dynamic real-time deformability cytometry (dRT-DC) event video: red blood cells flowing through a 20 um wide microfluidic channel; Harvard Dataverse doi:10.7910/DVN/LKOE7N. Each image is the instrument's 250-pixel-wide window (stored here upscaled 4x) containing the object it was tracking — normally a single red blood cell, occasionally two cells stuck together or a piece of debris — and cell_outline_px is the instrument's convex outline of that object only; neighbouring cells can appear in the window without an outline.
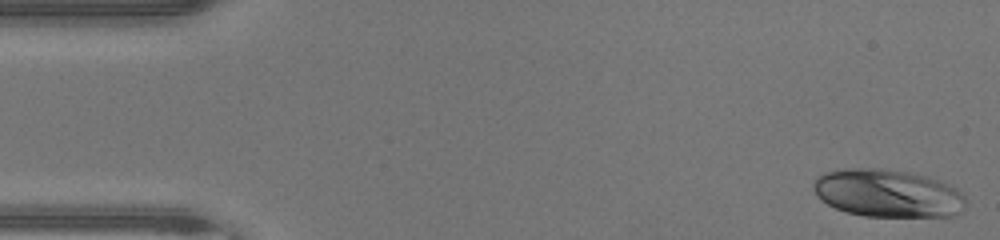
{"species": "human", "species_latin": "Homo sapiens", "temperature_condition": "warm", "stored_images_in_passage": 46, "camera_frame_rate_fps": 3000, "um_per_image_px": 0.085, "donor": {"sex": "male"}, "frame": {"image": 1, "passage_image": 1, "time_ms": 0.0, "image_size_px": [1000, 240], "cell_outline_px": [[968, 200], [964, 208], [956, 216], [864, 216], [848, 212], [836, 208], [820, 200], [816, 196], [812, 188], [812, 184], [816, 176], [824, 172], [840, 168], [880, 168], [908, 172], [940, 180], [956, 188]], "centroid_in_image_um": [75.43, 16.42], "position_along_channel_um": 9.6, "area_um2": 42.89}}
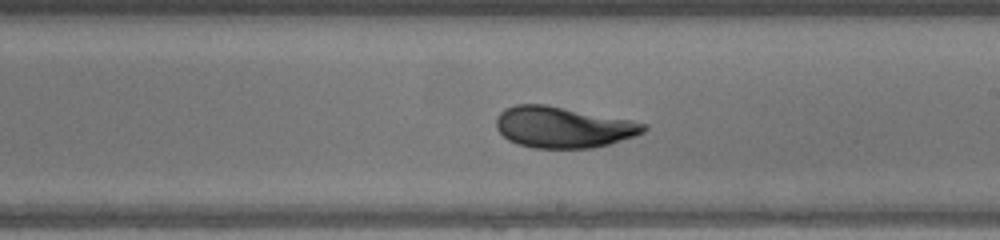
{"frame": {"image": 2, "passage_image": 26, "time_ms": 8.333, "image_size_px": [1000, 240], "cell_outline_px": [[648, 128], [644, 132], [636, 136], [608, 144], [592, 148], [532, 148], [516, 144], [508, 140], [496, 128], [496, 116], [504, 108], [516, 104], [544, 104], [632, 120], [648, 124]], "centroid_in_image_um": [47.85, 10.81], "position_along_channel_um": 241.1, "area_um2": 35.55}}
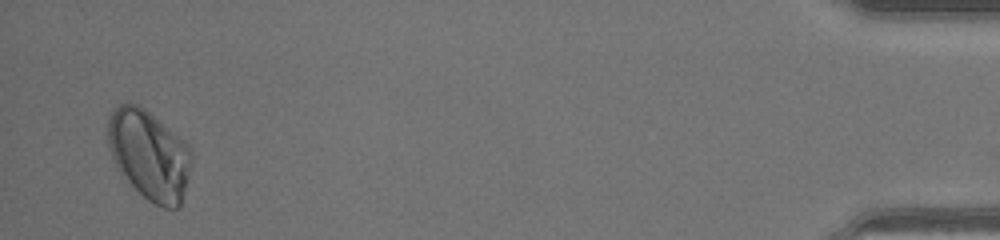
{"frame": {"image": 3, "passage_image": 45, "time_ms": 14.667, "image_size_px": [1000, 240], "cell_outline_px": [[192, 160], [180, 208], [164, 208], [148, 200], [120, 176], [112, 160], [108, 148], [108, 116], [112, 108], [116, 104], [128, 100], [144, 108], [188, 144], [192, 152]], "centroid_in_image_um": [12.63, 13.14], "position_along_channel_um": 422.6, "area_um2": 44.27}, "authors_computed_cell_mechanics": {"area_um2": 36.992, "velocity_mm_per_s": 4.343, "shape_relaxation_time_tau1_ms": 4.6886, "shape_relaxation_time_tau2_ms": null, "deformation_change_tau1": 0.1456, "deformation_change_tau2": null}}